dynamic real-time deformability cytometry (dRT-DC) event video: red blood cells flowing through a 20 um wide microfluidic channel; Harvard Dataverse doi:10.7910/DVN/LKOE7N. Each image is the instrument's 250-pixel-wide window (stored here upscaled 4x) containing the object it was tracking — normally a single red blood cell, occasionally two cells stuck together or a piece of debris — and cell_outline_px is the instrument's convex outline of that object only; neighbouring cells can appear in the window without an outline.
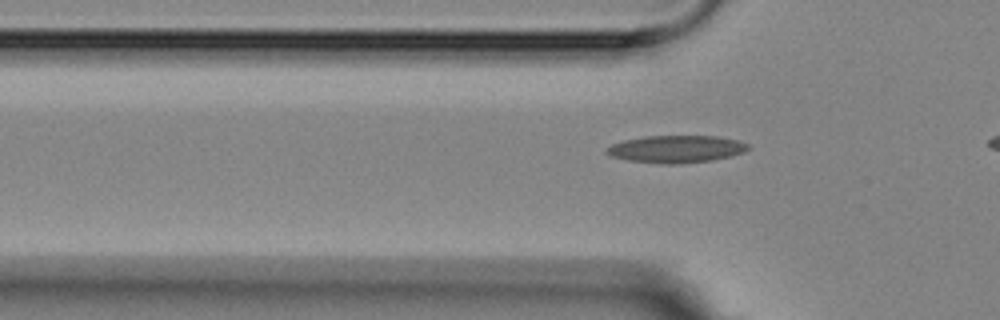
{"species": "Egyptian fruit bat (a non-hibernating species)", "species_latin": "Rousettus aegyptiacus", "temperature_condition": "room temperature", "stored_images_in_passage": 4, "segment_of_instrument_passage": [2, 2], "camera_frame_rate_fps": 3000, "um_per_image_px": 0.085, "animal": {"sex": "female"}, "frame": {"image": 1, "passage_image": 4, "time_ms": 4.333, "image_size_px": [1000, 320], "cell_outline_px": [[748, 148], [744, 152], [732, 156], [712, 160], [680, 164], [660, 164], [628, 160], [612, 156], [604, 152], [604, 148], [612, 144], [624, 140], [644, 136], [716, 136], [736, 140], [748, 144]], "centroid_in_image_um": [57.44, 12.67], "position_along_channel_um": 68.4, "area_um2": 22.6}}